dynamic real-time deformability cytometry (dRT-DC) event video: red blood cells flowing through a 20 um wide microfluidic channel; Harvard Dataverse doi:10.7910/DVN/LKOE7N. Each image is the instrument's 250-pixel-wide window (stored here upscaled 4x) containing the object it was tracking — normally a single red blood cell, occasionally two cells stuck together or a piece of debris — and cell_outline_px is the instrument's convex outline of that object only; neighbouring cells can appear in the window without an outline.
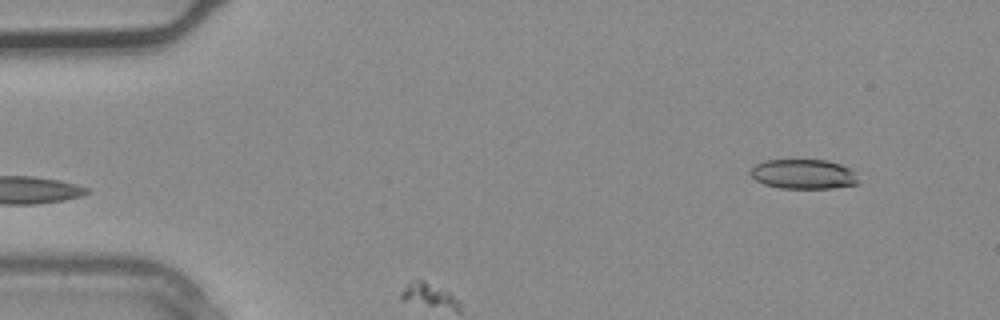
{"species": "common noctule bat (a hibernating species)", "species_latin": "Nyctalus noctula", "temperature_condition": "warm", "stored_images_in_passage": 2, "camera_frame_rate_fps": 3000, "um_per_image_px": 0.085, "animal": {"sex": "male", "body_mass_g": 20.4}, "frame": {"image": 1, "passage_image": 2, "time_ms": 0.333, "image_size_px": [1000, 320], "cell_outline_px": [[856, 184], [832, 188], [780, 188], [764, 184], [756, 180], [748, 172], [756, 164], [764, 160], [828, 160], [852, 168], [856, 180]], "centroid_in_image_um": [68.26, 14.79], "position_along_channel_um": 16.7, "area_um2": 18.55}}